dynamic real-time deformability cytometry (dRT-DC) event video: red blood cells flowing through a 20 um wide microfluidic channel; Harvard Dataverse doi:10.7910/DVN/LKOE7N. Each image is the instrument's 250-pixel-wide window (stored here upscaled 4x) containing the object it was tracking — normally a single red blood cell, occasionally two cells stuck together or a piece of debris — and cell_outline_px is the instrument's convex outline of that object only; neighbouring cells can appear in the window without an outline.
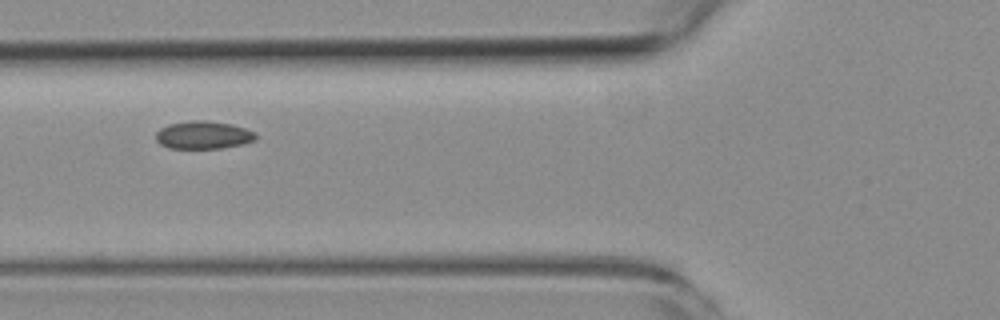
{"species": "common noctule bat (a hibernating species)", "species_latin": "Nyctalus noctula", "temperature_condition": "room temperature", "stored_images_in_passage": 9, "camera_frame_rate_fps": 3000, "um_per_image_px": 0.085, "animal": {"sex": "female", "body_mass_g": 19.3, "forearm_length_mm": 54.1}, "frame": {"image": 1, "passage_image": 6, "time_ms": 6.0, "image_size_px": [1000, 320], "cell_outline_px": [[256, 140], [244, 144], [220, 148], [168, 148], [160, 144], [156, 140], [156, 132], [160, 128], [168, 124], [192, 120], [204, 120], [232, 124], [256, 132]], "centroid_in_image_um": [17.28, 11.47], "position_along_channel_um": 108.5, "area_um2": 16.3}}
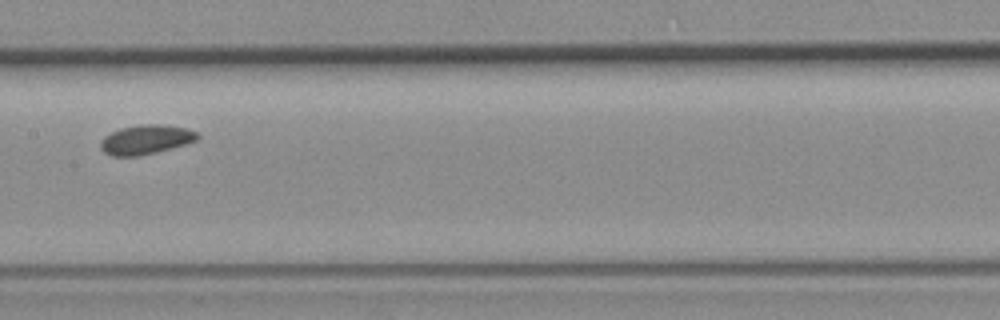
{"frame": {"image": 2, "passage_image": 8, "time_ms": 8.333, "image_size_px": [1000, 320], "cell_outline_px": [[200, 136], [196, 140], [184, 144], [136, 156], [112, 156], [104, 152], [100, 148], [100, 140], [104, 136], [120, 128], [140, 124], [164, 124], [188, 128], [196, 132]], "centroid_in_image_um": [12.36, 11.84], "position_along_channel_um": 195.0, "area_um2": 16.42}}
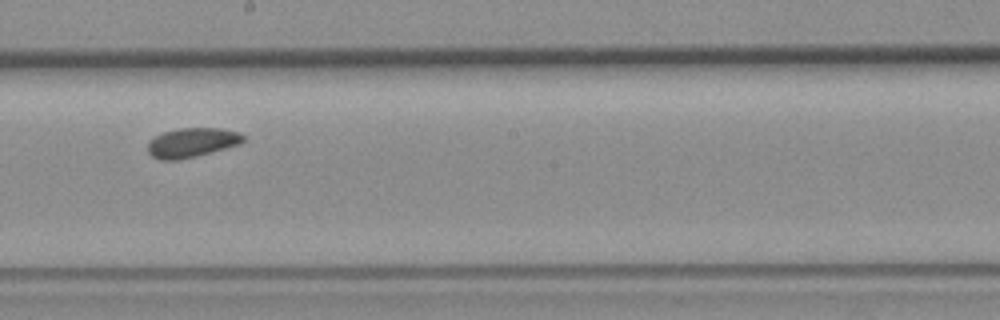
{"frame": {"image": 3, "passage_image": 9, "time_ms": 9.333, "image_size_px": [1000, 320], "cell_outline_px": [[244, 140], [240, 144], [212, 152], [196, 156], [176, 160], [160, 160], [152, 156], [148, 152], [148, 140], [164, 132], [180, 128], [220, 128], [240, 132], [244, 136]], "centroid_in_image_um": [16.31, 12.12], "position_along_channel_um": 231.9, "area_um2": 16.36}}